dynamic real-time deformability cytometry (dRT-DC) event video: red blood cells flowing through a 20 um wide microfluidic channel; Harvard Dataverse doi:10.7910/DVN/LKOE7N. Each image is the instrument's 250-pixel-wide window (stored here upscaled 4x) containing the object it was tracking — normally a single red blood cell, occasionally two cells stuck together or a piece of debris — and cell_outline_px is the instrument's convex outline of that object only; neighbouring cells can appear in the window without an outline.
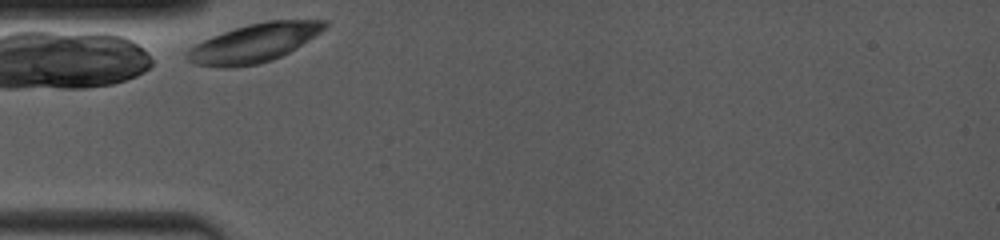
{"species": "common noctule bat (a hibernating species)", "species_latin": "Nyctalus noctula", "temperature_condition": "room temperature", "stored_images_in_passage": 3, "camera_frame_rate_fps": 4000, "um_per_image_px": 0.085, "animal": {"sex": "female", "body_mass_g": 19.0, "forearm_length_mm": 53.3}, "frame": {"image": 1, "passage_image": 1, "time_ms": 0.0, "image_size_px": [1000, 240], "cell_outline_px": [[328, 24], [320, 32], [296, 48], [272, 60], [256, 64], [232, 68], [220, 68], [192, 64], [184, 56], [184, 52], [188, 48], [212, 36], [248, 24], [268, 20], [328, 20]], "centroid_in_image_um": [21.54, 3.67], "position_along_channel_um": 63.5, "area_um2": 30.87}}